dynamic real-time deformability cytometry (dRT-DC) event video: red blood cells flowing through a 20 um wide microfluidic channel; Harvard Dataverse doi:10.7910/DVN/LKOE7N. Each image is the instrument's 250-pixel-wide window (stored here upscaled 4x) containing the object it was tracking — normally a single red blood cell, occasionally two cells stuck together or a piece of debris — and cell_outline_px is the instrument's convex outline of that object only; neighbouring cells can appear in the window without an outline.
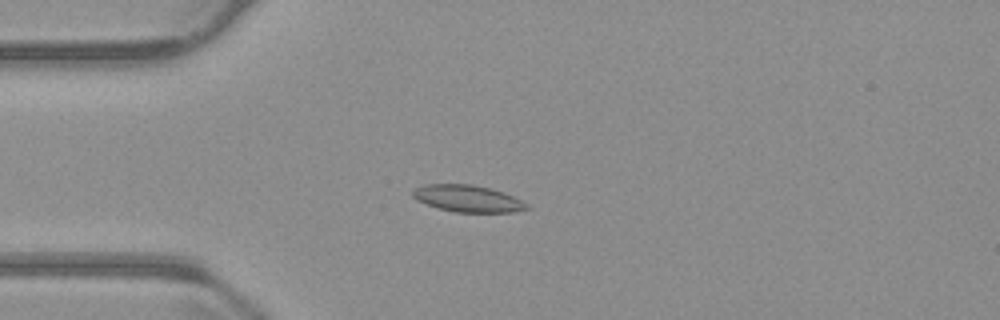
{"species": "common noctule bat (a hibernating species)", "species_latin": "Nyctalus noctula", "temperature_condition": "warm", "stored_images_in_passage": 55, "camera_frame_rate_fps": 3000, "um_per_image_px": 0.085, "animal": {"sex": "male", "body_mass_g": 23.1, "forearm_length_mm": 52.7}, "frame": {"image": 1, "passage_image": 14, "time_ms": 4.333, "image_size_px": [1000, 320], "cell_outline_px": [[532, 208], [512, 212], [456, 212], [440, 208], [416, 200], [412, 196], [412, 192], [416, 188], [424, 184], [472, 184], [492, 188], [504, 192], [528, 204]], "centroid_in_image_um": [39.78, 16.87], "position_along_channel_um": 45.2, "area_um2": 17.8}}
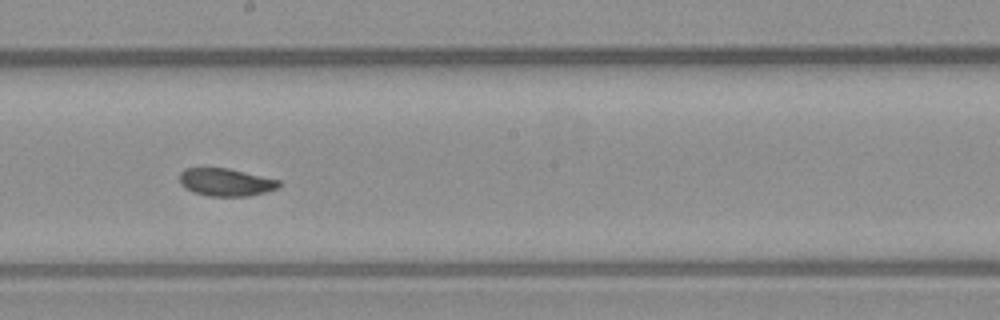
{"frame": {"image": 2, "passage_image": 30, "time_ms": 9.667, "image_size_px": [1000, 320], "cell_outline_px": [[280, 184], [276, 188], [264, 192], [248, 196], [208, 196], [192, 192], [180, 184], [180, 172], [184, 168], [228, 168], [280, 180]], "centroid_in_image_um": [19.16, 15.48], "position_along_channel_um": 229.0, "area_um2": 15.95}}
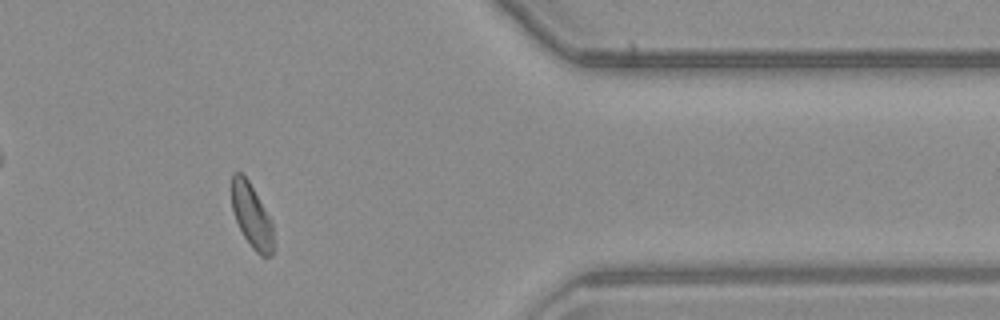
{"frame": {"image": 3, "passage_image": 45, "time_ms": 14.667, "image_size_px": [1000, 320], "cell_outline_px": [[272, 256], [260, 256], [252, 248], [244, 236], [236, 220], [232, 208], [232, 172], [240, 172], [248, 180], [272, 220]], "centroid_in_image_um": [21.39, 18.34], "position_along_channel_um": 390.0, "area_um2": 15.32}, "authors_computed_cell_mechanics": {"area_um2": 16.9354, "velocity_mm_per_s": 3.7342, "shape_relaxation_time_tau1_ms": null, "shape_relaxation_time_tau2_ms": 1.647, "deformation_change_tau1": null, "deformation_change_tau2": 0.0481}}